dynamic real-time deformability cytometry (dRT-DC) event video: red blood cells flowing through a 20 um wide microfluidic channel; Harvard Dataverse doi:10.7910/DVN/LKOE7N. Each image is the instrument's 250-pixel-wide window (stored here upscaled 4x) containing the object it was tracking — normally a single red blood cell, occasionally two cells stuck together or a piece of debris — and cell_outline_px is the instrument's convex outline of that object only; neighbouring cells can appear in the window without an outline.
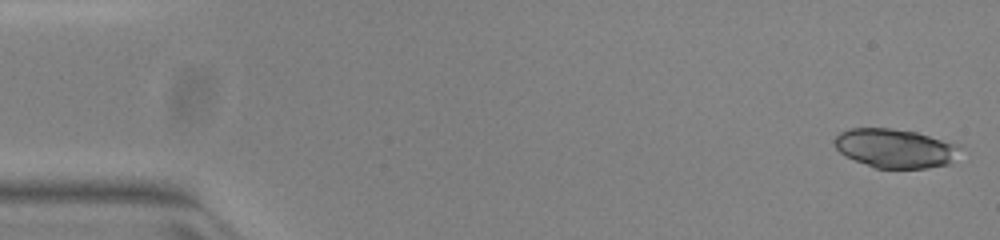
{"species": "common noctule bat (a hibernating species)", "species_latin": "Nyctalus noctula", "temperature_condition": "warm", "stored_images_in_passage": 52, "camera_frame_rate_fps": 3000, "um_per_image_px": 0.085, "animal": {"sex": "female", "body_mass_g": 23.0, "forearm_length_mm": 53.4}, "frame": {"image": 1, "passage_image": 1, "time_ms": 0.0, "image_size_px": [1000, 240], "cell_outline_px": [[960, 144], [948, 164], [928, 168], [876, 168], [844, 156], [836, 148], [832, 140], [840, 132], [852, 128], [892, 128], [916, 132]], "centroid_in_image_um": [76.02, 12.59], "position_along_channel_um": 9.0, "area_um2": 28.32}}
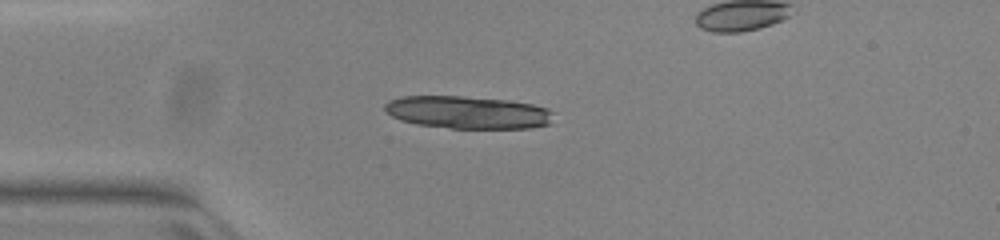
{"frame": {"image": 2, "passage_image": 13, "time_ms": 4.0, "image_size_px": [1000, 240], "cell_outline_px": [[552, 124], [532, 128], [452, 128], [416, 124], [400, 120], [384, 112], [384, 104], [388, 100], [400, 96], [460, 96], [508, 100], [532, 104], [548, 108], [552, 112]], "centroid_in_image_um": [39.74, 9.55], "position_along_channel_um": 45.3, "area_um2": 32.31}}